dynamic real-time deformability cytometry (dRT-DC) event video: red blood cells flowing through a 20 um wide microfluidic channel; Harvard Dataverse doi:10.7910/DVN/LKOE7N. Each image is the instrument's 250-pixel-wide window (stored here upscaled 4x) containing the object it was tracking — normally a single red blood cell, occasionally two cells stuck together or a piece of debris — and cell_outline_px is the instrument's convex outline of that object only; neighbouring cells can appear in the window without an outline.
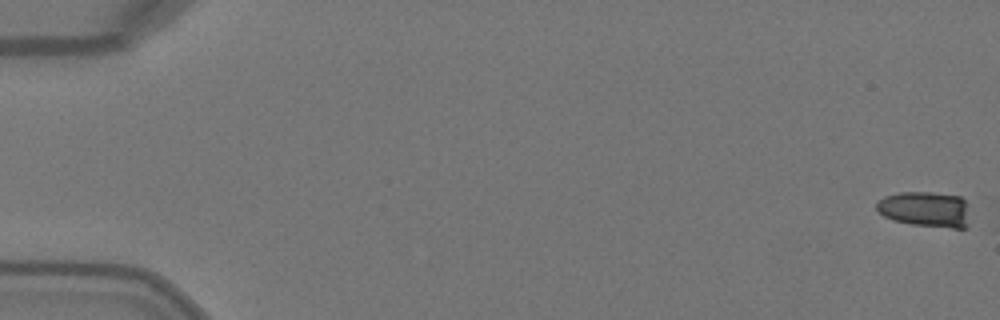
{"species": "Egyptian fruit bat (a non-hibernating species)", "species_latin": "Rousettus aegyptiacus", "temperature_condition": "warm", "stored_images_in_passage": 17, "camera_frame_rate_fps": 3000, "um_per_image_px": 0.085, "animal": {"sex": "female"}, "frame": {"image": 1, "passage_image": 1, "time_ms": 0.0, "image_size_px": [1000, 320], "cell_outline_px": [[968, 228], [952, 228], [912, 224], [892, 220], [884, 216], [876, 208], [876, 204], [884, 196], [900, 192], [932, 192], [960, 196], [968, 204]], "centroid_in_image_um": [78.68, 17.78], "position_along_channel_um": 6.3, "area_um2": 19.42}}
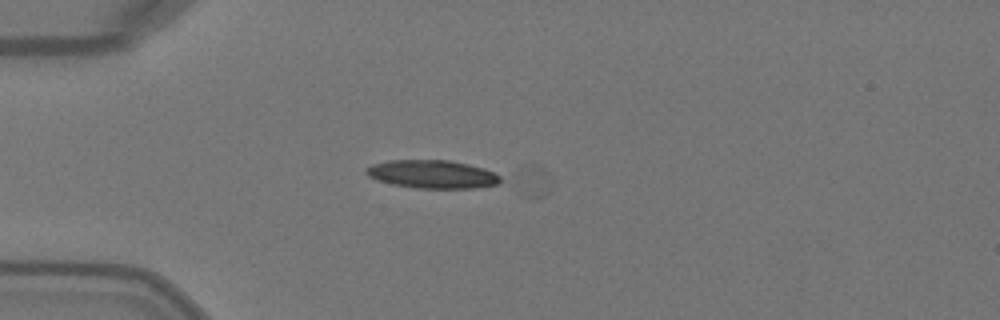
{"frame": {"image": 2, "passage_image": 15, "time_ms": 4.667, "image_size_px": [1000, 320], "cell_outline_px": [[500, 180], [496, 184], [472, 188], [416, 188], [392, 184], [368, 176], [364, 172], [364, 168], [372, 164], [388, 160], [448, 160], [468, 164], [484, 168], [500, 176]], "centroid_in_image_um": [36.69, 14.8], "position_along_channel_um": 48.3, "area_um2": 21.91}}